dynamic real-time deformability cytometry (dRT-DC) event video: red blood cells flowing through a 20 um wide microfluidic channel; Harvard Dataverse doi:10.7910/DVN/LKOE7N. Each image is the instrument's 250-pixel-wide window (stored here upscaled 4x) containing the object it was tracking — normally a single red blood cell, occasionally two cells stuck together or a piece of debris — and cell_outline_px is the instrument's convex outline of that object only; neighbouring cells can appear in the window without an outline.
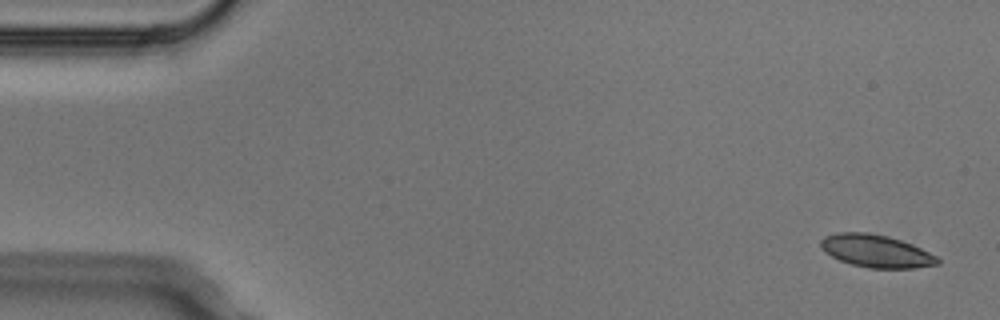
{"species": "Egyptian fruit bat (a non-hibernating species)", "species_latin": "Rousettus aegyptiacus", "temperature_condition": "cold", "stored_images_in_passage": 7, "camera_frame_rate_fps": 3000, "um_per_image_px": 0.085, "animal": {"sex": "male"}, "frame": {"image": 1, "passage_image": 1, "time_ms": 0.0, "image_size_px": [1000, 320], "cell_outline_px": [[940, 264], [912, 268], [868, 268], [852, 264], [840, 260], [824, 252], [820, 248], [820, 240], [824, 236], [836, 232], [868, 232], [888, 236], [912, 244], [936, 256], [940, 260]], "centroid_in_image_um": [74.43, 21.33], "position_along_channel_um": 10.6, "area_um2": 22.25}}
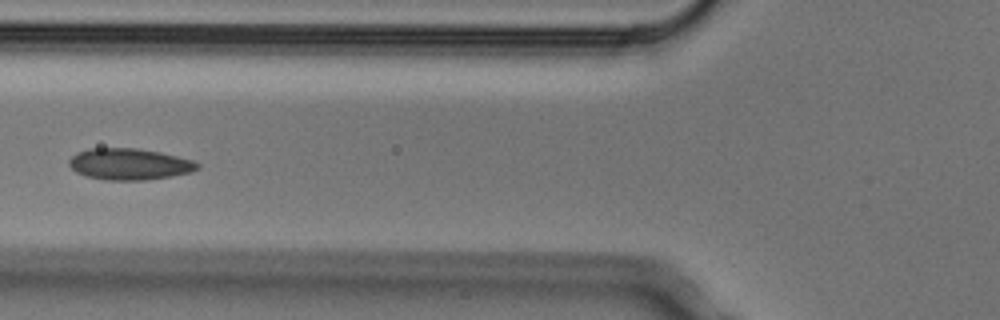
{"frame": {"image": 2, "passage_image": 6, "time_ms": 1.667, "image_size_px": [1000, 320], "cell_outline_px": [[200, 168], [192, 172], [172, 176], [144, 180], [104, 180], [88, 176], [76, 172], [68, 164], [68, 160], [76, 152], [88, 148], [136, 148], [160, 152], [196, 160], [200, 164]], "centroid_in_image_um": [11.03, 13.94], "position_along_channel_um": 114.8, "area_um2": 23.76}}
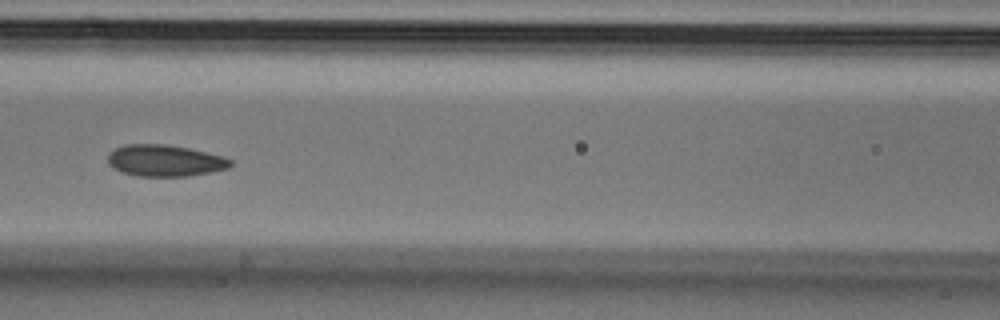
{"frame": {"image": 3, "passage_image": 7, "time_ms": 2.0, "image_size_px": [1000, 320], "cell_outline_px": [[232, 164], [228, 168], [188, 176], [136, 176], [120, 172], [108, 164], [108, 152], [124, 144], [168, 144], [188, 148], [220, 156], [232, 160]], "centroid_in_image_um": [13.95, 13.65], "position_along_channel_um": 152.7, "area_um2": 22.48}}